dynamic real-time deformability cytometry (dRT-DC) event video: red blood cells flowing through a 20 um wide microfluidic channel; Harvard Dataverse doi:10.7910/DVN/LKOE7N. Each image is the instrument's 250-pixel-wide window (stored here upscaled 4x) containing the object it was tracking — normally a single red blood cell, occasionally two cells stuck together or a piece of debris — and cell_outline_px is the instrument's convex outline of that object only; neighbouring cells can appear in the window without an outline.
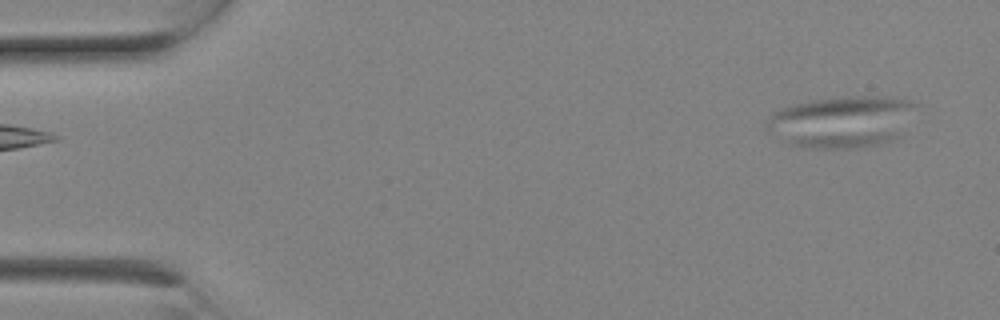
{"species": "Egyptian fruit bat (a non-hibernating species)", "species_latin": "Rousettus aegyptiacus", "temperature_condition": "room temperature", "stored_images_in_passage": 7, "segment_of_instrument_passage": [1, 2], "camera_frame_rate_fps": 3000, "um_per_image_px": 0.085, "animal": {"sex": "female"}, "frame": {"image": 1, "passage_image": 1, "time_ms": 0.0, "image_size_px": [1000, 320], "cell_outline_px": [[920, 104], [900, 140], [864, 148], [808, 148], [788, 144], [768, 132], [764, 120], [772, 112], [796, 104], [812, 100], [840, 96], [896, 96]], "centroid_in_image_um": [71.65, 10.35], "position_along_channel_um": 13.4, "area_um2": 46.41}}